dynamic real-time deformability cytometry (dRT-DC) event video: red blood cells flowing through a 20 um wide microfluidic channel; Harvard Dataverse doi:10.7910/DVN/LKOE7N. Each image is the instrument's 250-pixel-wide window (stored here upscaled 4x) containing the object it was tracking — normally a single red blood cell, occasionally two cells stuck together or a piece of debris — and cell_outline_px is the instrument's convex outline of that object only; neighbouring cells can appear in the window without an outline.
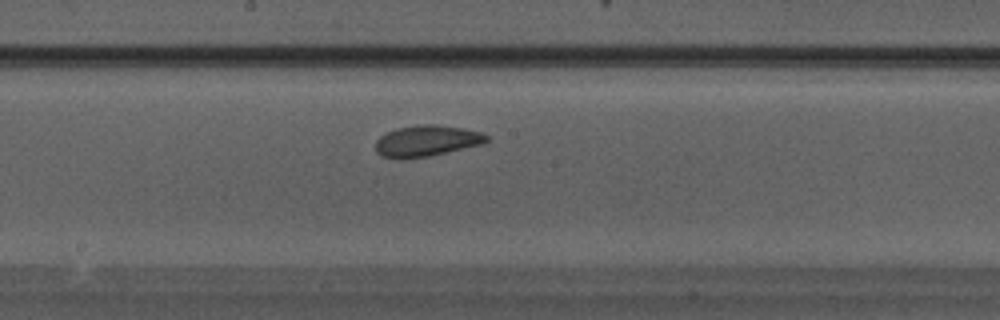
{"species": "Egyptian fruit bat (a non-hibernating species)", "species_latin": "Rousettus aegyptiacus", "temperature_condition": "warm", "stored_images_in_passage": 25, "camera_frame_rate_fps": 3000, "um_per_image_px": 0.085, "animal": {"sex": "male"}, "frame": {"image": 1, "passage_image": 11, "time_ms": 3.333, "image_size_px": [1000, 320], "cell_outline_px": [[488, 140], [484, 144], [428, 156], [400, 160], [380, 156], [376, 152], [376, 140], [380, 136], [396, 128], [424, 124], [436, 124], [464, 128], [484, 132], [488, 136]], "centroid_in_image_um": [36.27, 11.98], "position_along_channel_um": 211.9, "area_um2": 20.4}}
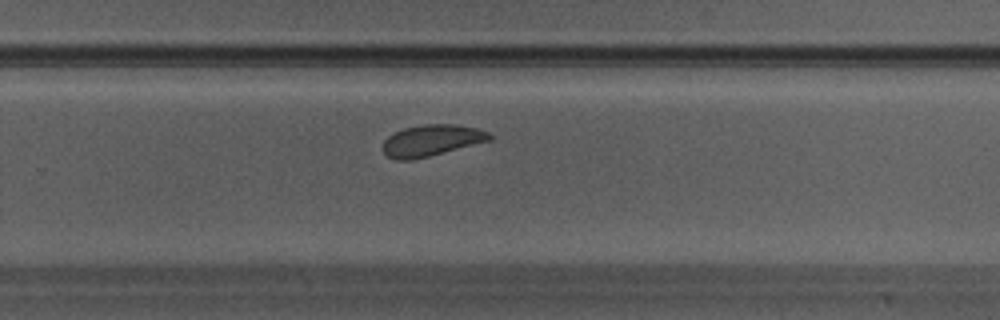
{"frame": {"image": 2, "passage_image": 15, "time_ms": 4.667, "image_size_px": [1000, 320], "cell_outline_px": [[492, 140], [412, 160], [396, 160], [388, 156], [380, 148], [384, 140], [388, 136], [404, 128], [424, 124], [456, 124], [476, 128], [488, 132], [492, 136]], "centroid_in_image_um": [36.66, 11.93], "position_along_channel_um": 293.1, "area_um2": 19.48}}